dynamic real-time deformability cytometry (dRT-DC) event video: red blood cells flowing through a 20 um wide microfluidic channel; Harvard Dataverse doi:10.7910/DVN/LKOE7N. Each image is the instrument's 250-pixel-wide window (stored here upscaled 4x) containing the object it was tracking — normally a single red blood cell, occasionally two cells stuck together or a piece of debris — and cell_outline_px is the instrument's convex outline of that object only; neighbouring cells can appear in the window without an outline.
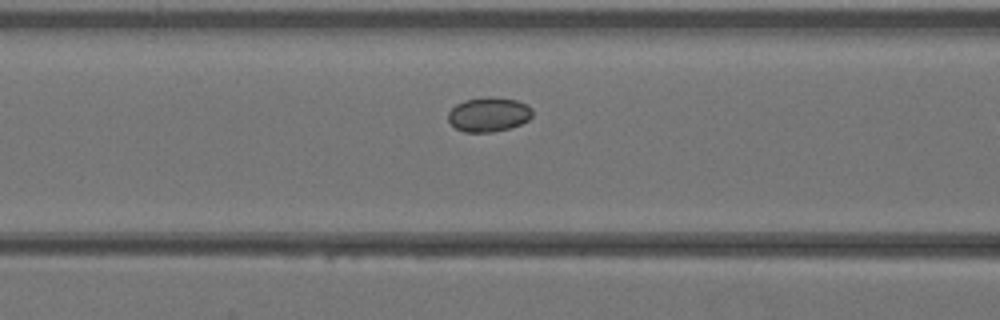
{"species": "Egyptian fruit bat (a non-hibernating species)", "species_latin": "Rousettus aegyptiacus", "temperature_condition": "warm", "stored_images_in_passage": 11, "camera_frame_rate_fps": 3000, "um_per_image_px": 0.085, "animal": {"sex": "female"}, "frame": {"image": 1, "passage_image": 10, "time_ms": 3.0, "image_size_px": [1000, 320], "cell_outline_px": [[532, 116], [528, 120], [520, 124], [508, 128], [492, 132], [464, 132], [456, 128], [448, 120], [448, 112], [456, 104], [464, 100], [488, 96], [516, 100], [532, 108]], "centroid_in_image_um": [41.52, 9.72], "position_along_channel_um": 125.1, "area_um2": 16.82}}